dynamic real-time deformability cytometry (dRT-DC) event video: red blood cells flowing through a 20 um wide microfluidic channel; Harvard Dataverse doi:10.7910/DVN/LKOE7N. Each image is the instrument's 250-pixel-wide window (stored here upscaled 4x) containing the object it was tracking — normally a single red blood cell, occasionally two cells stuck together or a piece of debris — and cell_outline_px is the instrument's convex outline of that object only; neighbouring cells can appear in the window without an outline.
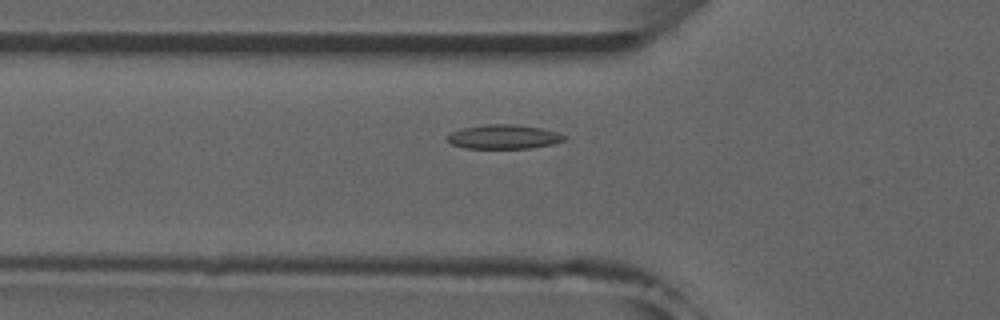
{"species": "common noctule bat (a hibernating species)", "species_latin": "Nyctalus noctula", "temperature_condition": "room temperature", "stored_images_in_passage": 52, "camera_frame_rate_fps": 3000, "um_per_image_px": 0.085, "animal": {"sex": "male", "forearm_length_mm": 52.5}, "frame": {"image": 1, "passage_image": 18, "time_ms": 5.667, "image_size_px": [1000, 320], "cell_outline_px": [[568, 136], [564, 140], [552, 144], [532, 148], [464, 148], [452, 144], [448, 140], [448, 136], [452, 132], [464, 128], [484, 124], [512, 124], [540, 128], [556, 132]], "centroid_in_image_um": [42.84, 11.63], "position_along_channel_um": 83.0, "area_um2": 16.3}}
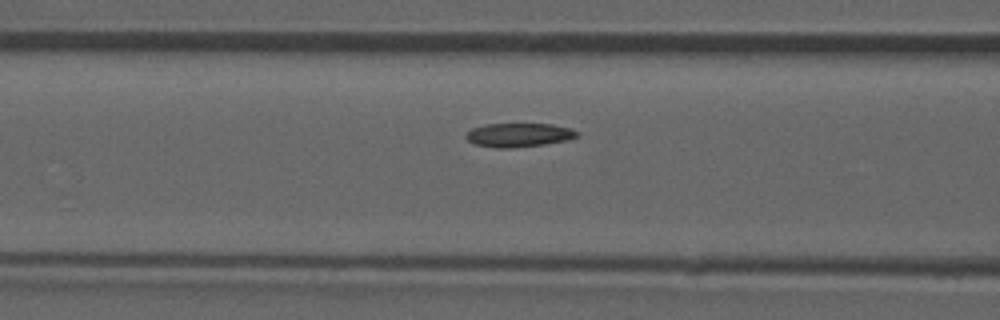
{"frame": {"image": 2, "passage_image": 21, "time_ms": 6.667, "image_size_px": [1000, 320], "cell_outline_px": [[580, 136], [568, 140], [544, 144], [512, 148], [496, 148], [476, 144], [468, 140], [464, 136], [472, 128], [484, 124], [552, 124], [572, 128], [580, 132]], "centroid_in_image_um": [44.15, 11.47], "position_along_channel_um": 122.5, "area_um2": 15.55}}
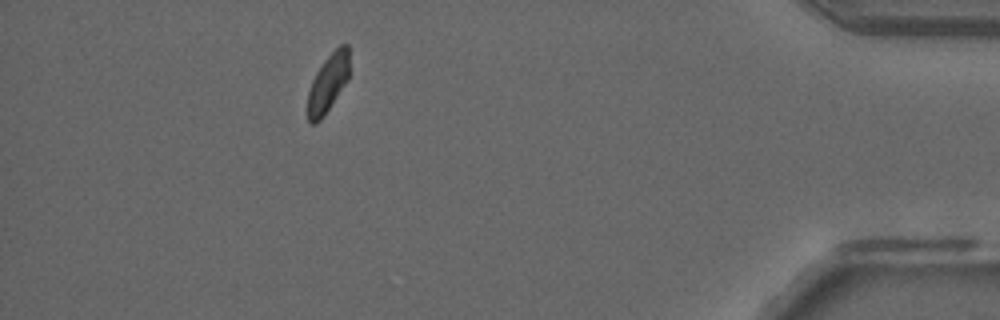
{"frame": {"image": 3, "passage_image": 47, "time_ms": 15.333, "image_size_px": [1000, 320], "cell_outline_px": [[348, 80], [320, 120], [316, 124], [308, 124], [308, 92], [312, 80], [316, 72], [324, 60], [340, 44], [348, 44]], "centroid_in_image_um": [27.86, 7.07], "position_along_channel_um": 407.3, "area_um2": 13.87}}